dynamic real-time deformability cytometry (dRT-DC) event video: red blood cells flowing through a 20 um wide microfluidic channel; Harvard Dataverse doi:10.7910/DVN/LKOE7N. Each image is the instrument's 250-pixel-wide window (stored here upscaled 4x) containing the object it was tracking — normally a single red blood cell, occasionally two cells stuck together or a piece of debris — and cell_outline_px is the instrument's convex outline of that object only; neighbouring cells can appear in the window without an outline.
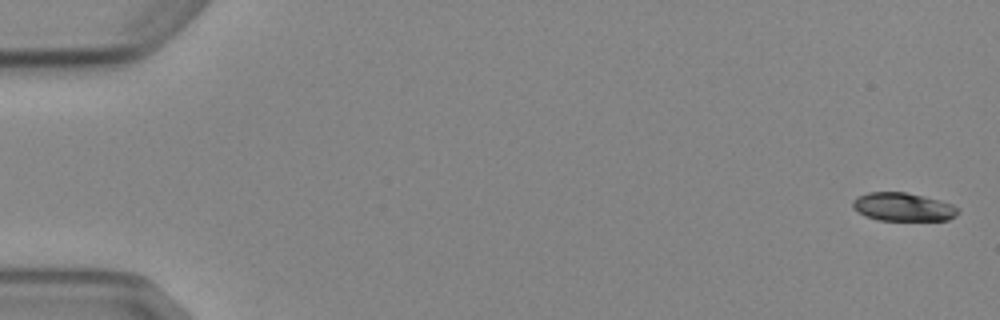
{"species": "Egyptian fruit bat (a non-hibernating species)", "species_latin": "Rousettus aegyptiacus", "temperature_condition": "cold", "stored_images_in_passage": 6, "camera_frame_rate_fps": 3000, "um_per_image_px": 0.085, "animal": {"sex": "female"}, "frame": {"image": 1, "passage_image": 1, "time_ms": 0.0, "image_size_px": [1000, 320], "cell_outline_px": [[960, 212], [956, 216], [948, 220], [876, 220], [864, 216], [852, 208], [852, 200], [856, 196], [868, 192], [904, 192], [924, 196], [940, 200], [952, 204], [960, 208]], "centroid_in_image_um": [76.75, 17.59], "position_along_channel_um": 8.3, "area_um2": 17.69}}